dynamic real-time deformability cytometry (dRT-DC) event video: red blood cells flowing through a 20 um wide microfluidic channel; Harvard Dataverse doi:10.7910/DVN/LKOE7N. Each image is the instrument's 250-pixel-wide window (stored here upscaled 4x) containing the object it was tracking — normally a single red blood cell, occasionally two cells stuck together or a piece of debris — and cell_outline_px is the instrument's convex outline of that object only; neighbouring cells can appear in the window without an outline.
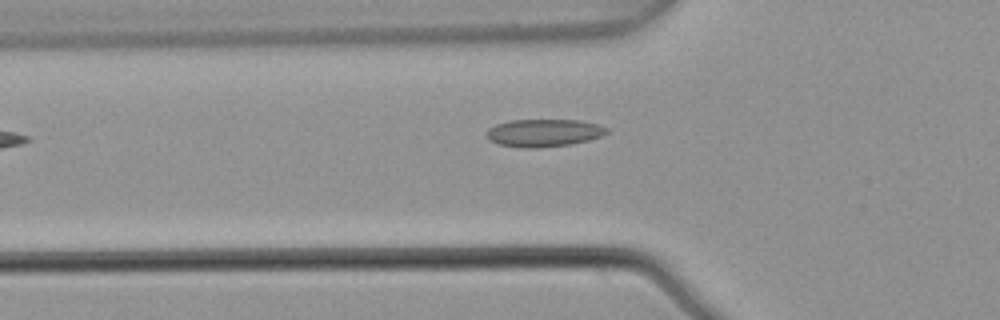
{"species": "common noctule bat (a hibernating species)", "species_latin": "Nyctalus noctula", "temperature_condition": "warm", "stored_images_in_passage": 4, "camera_frame_rate_fps": 3000, "um_per_image_px": 0.085, "animal": {"sex": "male", "body_mass_g": 21.5, "forearm_length_mm": 52.0}, "frame": {"image": 1, "passage_image": 4, "time_ms": 1.0, "image_size_px": [1000, 320], "cell_outline_px": [[608, 132], [600, 136], [588, 140], [568, 144], [536, 148], [520, 148], [500, 144], [488, 140], [488, 128], [496, 124], [512, 120], [580, 120], [596, 124], [608, 128]], "centroid_in_image_um": [46.2, 11.29], "position_along_channel_um": 79.6, "area_um2": 19.13}}